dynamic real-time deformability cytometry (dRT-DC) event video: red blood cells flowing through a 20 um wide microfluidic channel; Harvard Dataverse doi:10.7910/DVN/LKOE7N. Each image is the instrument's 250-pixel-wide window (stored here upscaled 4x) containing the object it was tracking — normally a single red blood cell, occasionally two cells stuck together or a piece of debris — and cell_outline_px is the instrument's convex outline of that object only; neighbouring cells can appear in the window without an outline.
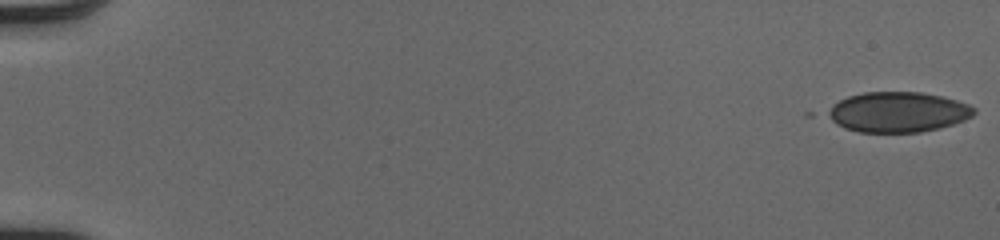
{"species": "human", "species_latin": "Homo sapiens", "temperature_condition": "cold", "stored_images_in_passage": 52, "camera_frame_rate_fps": 3000, "um_per_image_px": 0.085, "donor": {"sex": "male"}, "frame": {"image": 1, "passage_image": 1, "time_ms": 0.0, "image_size_px": [1000, 240], "cell_outline_px": [[976, 112], [972, 116], [964, 120], [940, 128], [920, 132], [860, 132], [844, 128], [836, 124], [824, 116], [824, 112], [832, 104], [848, 96], [864, 92], [920, 92], [944, 96], [968, 104], [976, 108]], "centroid_in_image_um": [76.28, 9.52], "position_along_channel_um": 8.7, "area_um2": 34.68}}
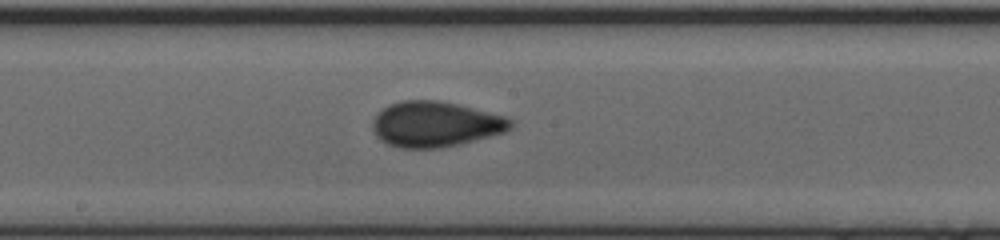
{"frame": {"image": 2, "passage_image": 30, "time_ms": 9.667, "image_size_px": [1000, 240], "cell_outline_px": [[516, 120], [512, 128], [504, 132], [460, 144], [440, 148], [400, 148], [388, 144], [380, 140], [376, 136], [372, 128], [372, 120], [388, 104], [400, 100], [440, 100], [460, 104], [508, 116]], "centroid_in_image_um": [37.05, 10.54], "position_along_channel_um": 211.1, "area_um2": 37.11}}
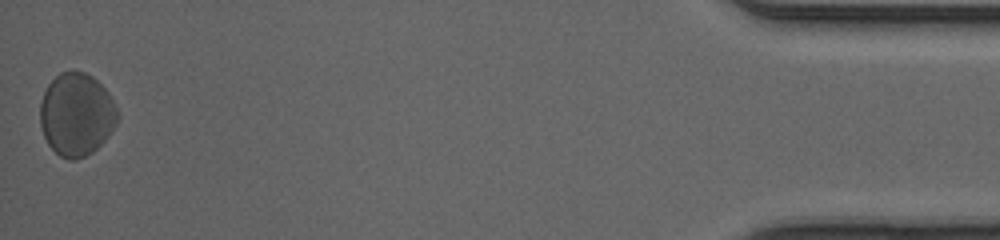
{"frame": {"image": 3, "passage_image": 52, "time_ms": 17.0, "image_size_px": [1000, 240], "cell_outline_px": [[120, 116], [116, 124], [108, 136], [92, 152], [84, 156], [72, 160], [68, 160], [60, 156], [48, 144], [44, 136], [40, 124], [40, 104], [44, 92], [48, 84], [60, 72], [84, 72], [92, 76], [108, 92]], "centroid_in_image_um": [6.5, 9.73], "position_along_channel_um": 428.7, "area_um2": 37.17}, "authors_computed_cell_mechanics": {"area_um2": 35.0846, "velocity_mm_per_s": 4.0884, "shape_relaxation_time_tau1_ms": 4.9711, "shape_relaxation_time_tau2_ms": 1.0864, "deformation_change_tau1": 0.0826, "deformation_change_tau2": 0.0361}}